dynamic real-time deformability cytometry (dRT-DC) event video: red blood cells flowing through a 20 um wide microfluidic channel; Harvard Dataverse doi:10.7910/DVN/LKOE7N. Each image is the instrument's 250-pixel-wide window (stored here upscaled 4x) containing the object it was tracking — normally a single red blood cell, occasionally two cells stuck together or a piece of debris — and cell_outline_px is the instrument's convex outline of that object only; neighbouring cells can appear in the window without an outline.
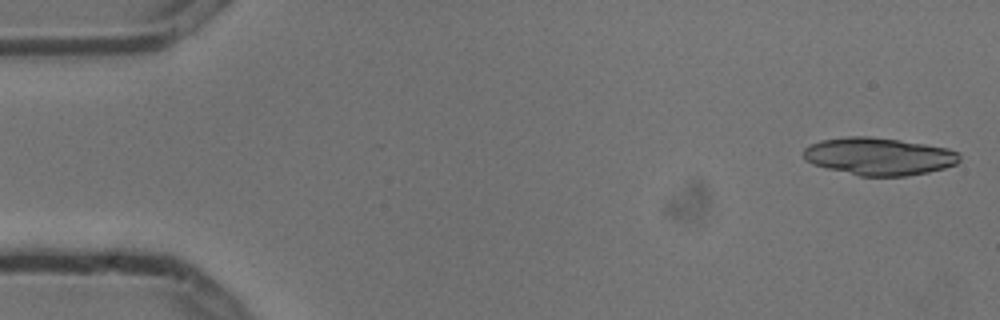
{"species": "common noctule bat (a hibernating species)", "species_latin": "Nyctalus noctula", "temperature_condition": "cold", "stored_images_in_passage": 6, "camera_frame_rate_fps": 3000, "um_per_image_px": 0.085, "animal": {"sex": "male", "body_mass_g": 13.3}, "frame": {"image": 1, "passage_image": 1, "time_ms": 0.0, "image_size_px": [1000, 320], "cell_outline_px": [[960, 160], [956, 164], [944, 168], [928, 172], [908, 176], [860, 176], [812, 164], [804, 160], [804, 148], [820, 140], [848, 136], [868, 136], [900, 140], [948, 148], [960, 152]], "centroid_in_image_um": [74.72, 13.29], "position_along_channel_um": 10.3, "area_um2": 34.16}}